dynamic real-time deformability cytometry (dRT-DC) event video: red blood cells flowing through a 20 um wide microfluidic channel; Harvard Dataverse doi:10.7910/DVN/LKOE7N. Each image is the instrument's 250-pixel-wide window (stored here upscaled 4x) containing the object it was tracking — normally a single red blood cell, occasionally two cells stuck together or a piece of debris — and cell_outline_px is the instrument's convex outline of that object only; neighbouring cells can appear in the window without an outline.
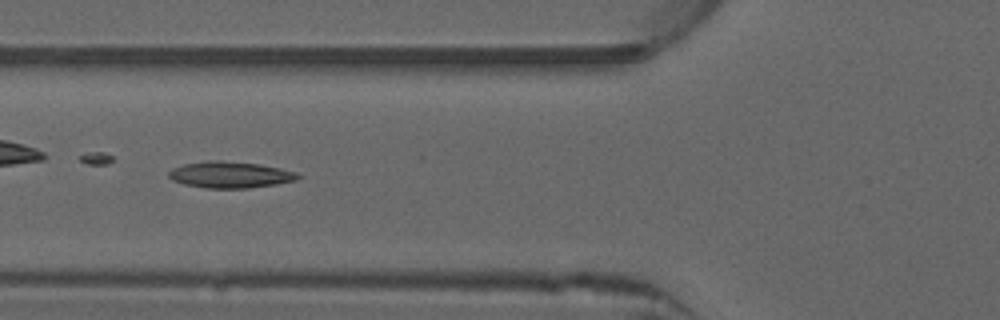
{"species": "common noctule bat (a hibernating species)", "species_latin": "Nyctalus noctula", "temperature_condition": "warm", "stored_images_in_passage": 30, "camera_frame_rate_fps": 3000, "um_per_image_px": 0.085, "animal": {"sex": "male", "forearm_length_mm": 52.5}, "frame": {"image": 1, "passage_image": 5, "time_ms": 1.333, "image_size_px": [1000, 320], "cell_outline_px": [[300, 176], [296, 180], [276, 184], [248, 188], [204, 188], [184, 184], [172, 180], [168, 176], [168, 172], [172, 168], [184, 164], [208, 160], [220, 160], [260, 164], [280, 168], [296, 172]], "centroid_in_image_um": [19.53, 14.85], "position_along_channel_um": 106.3, "area_um2": 19.88}, "authors_computed_cell_mechanics": {"area_um2": 18.5827, "velocity_mm_per_s": 3.9887, "shape_relaxation_time_tau1_ms": null, "shape_relaxation_time_tau2_ms": 2.2246, "deformation_change_tau1": null, "deformation_change_tau2": 0.1121}}